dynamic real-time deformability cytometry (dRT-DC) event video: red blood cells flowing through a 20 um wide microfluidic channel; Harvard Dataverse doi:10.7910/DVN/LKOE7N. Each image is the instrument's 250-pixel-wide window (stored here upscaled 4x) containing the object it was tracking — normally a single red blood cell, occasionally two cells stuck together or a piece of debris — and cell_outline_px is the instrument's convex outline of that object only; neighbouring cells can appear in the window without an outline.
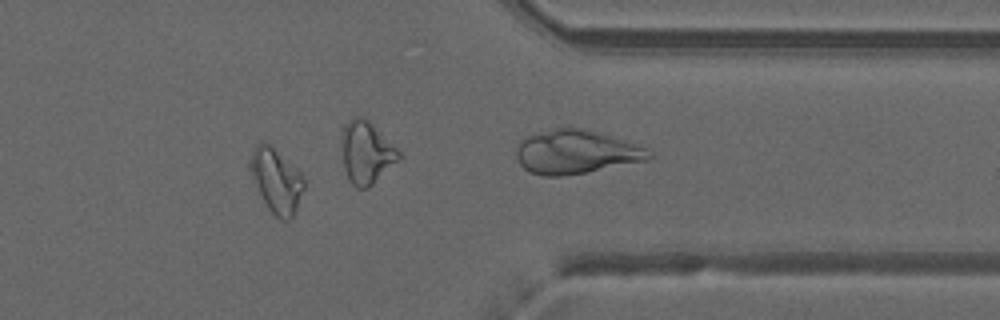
{"species": "common noctule bat (a hibernating species)", "species_latin": "Nyctalus noctula", "temperature_condition": "warm", "stored_images_in_passage": 37, "camera_frame_rate_fps": 3000, "um_per_image_px": 0.085, "animal": {"sex": "male", "forearm_length_mm": 52.5}, "frame": {"image": 1, "passage_image": 27, "time_ms": 8.667, "image_size_px": [1000, 320], "cell_outline_px": [[304, 188], [296, 208], [292, 216], [288, 220], [280, 220], [268, 208], [252, 180], [248, 168], [248, 160], [256, 144], [260, 140], [264, 140], [296, 168], [300, 172], [304, 180]], "centroid_in_image_um": [23.44, 15.32], "position_along_channel_um": 388.0, "area_um2": 20.06}, "authors_computed_cell_mechanics": {"area_um2": 19.8254, "velocity_mm_per_s": 3.9973, "shape_relaxation_time_tau1_ms": null, "shape_relaxation_time_tau2_ms": 2.3393, "deformation_change_tau1": null, "deformation_change_tau2": 0.0588}}